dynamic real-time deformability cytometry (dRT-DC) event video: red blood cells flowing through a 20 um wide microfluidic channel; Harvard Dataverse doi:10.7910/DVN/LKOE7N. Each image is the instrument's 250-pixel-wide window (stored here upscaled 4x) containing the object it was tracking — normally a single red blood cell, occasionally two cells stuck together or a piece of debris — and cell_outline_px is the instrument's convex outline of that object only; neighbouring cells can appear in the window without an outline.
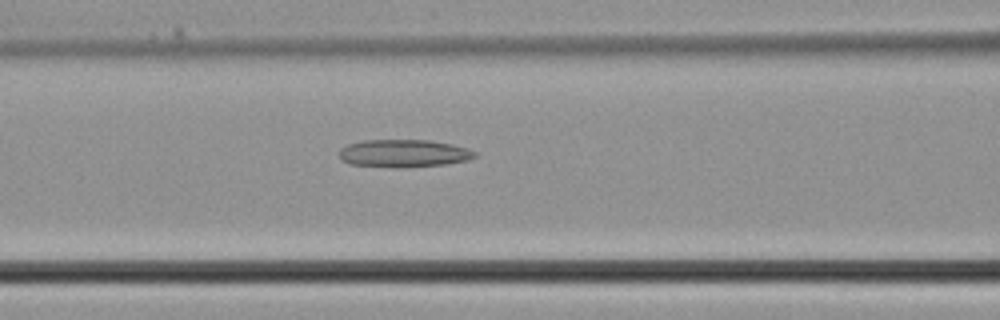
{"species": "common noctule bat (a hibernating species)", "species_latin": "Nyctalus noctula", "temperature_condition": "cold", "stored_images_in_passage": 25, "camera_frame_rate_fps": 3000, "um_per_image_px": 0.085, "animal": {"sex": "male", "body_mass_g": 21.5, "forearm_length_mm": 52.0}, "frame": {"image": 1, "passage_image": 10, "time_ms": 3.0, "image_size_px": [1000, 320], "cell_outline_px": [[476, 156], [468, 160], [444, 164], [348, 164], [340, 160], [340, 148], [348, 144], [364, 140], [428, 140], [452, 144], [468, 148], [476, 152]], "centroid_in_image_um": [34.33, 12.97], "position_along_channel_um": 132.3, "area_um2": 20.58}}
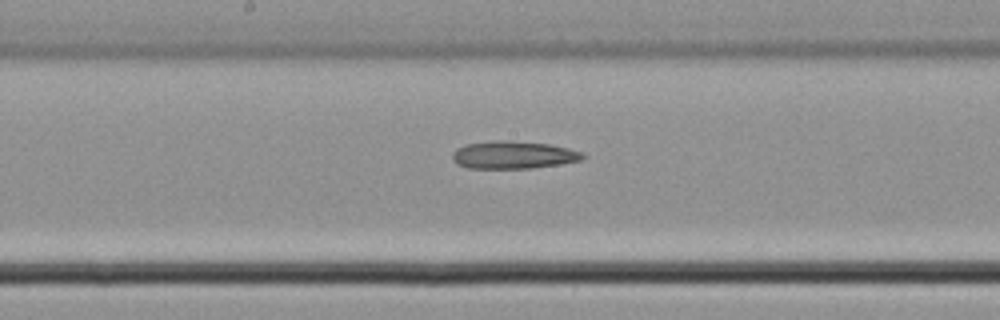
{"frame": {"image": 2, "passage_image": 14, "time_ms": 4.333, "image_size_px": [1000, 320], "cell_outline_px": [[588, 156], [580, 160], [560, 164], [532, 168], [468, 168], [456, 164], [452, 160], [452, 152], [456, 148], [464, 144], [492, 140], [504, 140], [548, 144], [568, 148], [584, 152]], "centroid_in_image_um": [43.61, 13.16], "position_along_channel_um": 204.6, "area_um2": 21.21}}
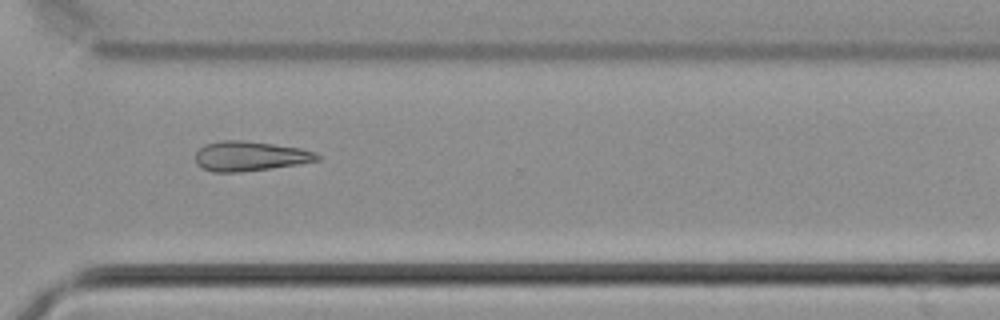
{"frame": {"image": 3, "passage_image": 22, "time_ms": 7.0, "image_size_px": [1000, 320], "cell_outline_px": [[320, 160], [296, 164], [240, 172], [212, 172], [200, 168], [196, 164], [196, 152], [204, 144], [220, 140], [244, 140], [300, 148], [316, 152], [320, 156]], "centroid_in_image_um": [21.2, 13.27], "position_along_channel_um": 349.4, "area_um2": 21.1}}